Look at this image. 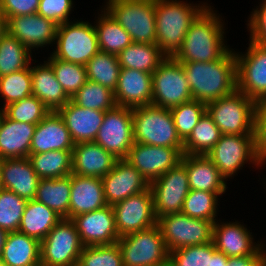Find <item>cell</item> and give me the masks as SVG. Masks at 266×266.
I'll return each instance as SVG.
<instances>
[{"label": "cell", "mask_w": 266, "mask_h": 266, "mask_svg": "<svg viewBox=\"0 0 266 266\" xmlns=\"http://www.w3.org/2000/svg\"><path fill=\"white\" fill-rule=\"evenodd\" d=\"M193 100L208 104L237 90L236 56L230 50L212 62H180Z\"/></svg>", "instance_id": "obj_1"}, {"label": "cell", "mask_w": 266, "mask_h": 266, "mask_svg": "<svg viewBox=\"0 0 266 266\" xmlns=\"http://www.w3.org/2000/svg\"><path fill=\"white\" fill-rule=\"evenodd\" d=\"M209 7L190 25L182 46L173 56L178 62H212L230 51L223 43L224 24Z\"/></svg>", "instance_id": "obj_2"}, {"label": "cell", "mask_w": 266, "mask_h": 266, "mask_svg": "<svg viewBox=\"0 0 266 266\" xmlns=\"http://www.w3.org/2000/svg\"><path fill=\"white\" fill-rule=\"evenodd\" d=\"M154 5L156 44L166 57H173L190 25L208 6H193L179 0H154Z\"/></svg>", "instance_id": "obj_3"}, {"label": "cell", "mask_w": 266, "mask_h": 266, "mask_svg": "<svg viewBox=\"0 0 266 266\" xmlns=\"http://www.w3.org/2000/svg\"><path fill=\"white\" fill-rule=\"evenodd\" d=\"M133 139L145 145L183 148L170 109L153 104L132 109Z\"/></svg>", "instance_id": "obj_4"}, {"label": "cell", "mask_w": 266, "mask_h": 266, "mask_svg": "<svg viewBox=\"0 0 266 266\" xmlns=\"http://www.w3.org/2000/svg\"><path fill=\"white\" fill-rule=\"evenodd\" d=\"M206 111L221 134H255L256 102L238 90L206 104Z\"/></svg>", "instance_id": "obj_5"}, {"label": "cell", "mask_w": 266, "mask_h": 266, "mask_svg": "<svg viewBox=\"0 0 266 266\" xmlns=\"http://www.w3.org/2000/svg\"><path fill=\"white\" fill-rule=\"evenodd\" d=\"M106 10L133 42L156 44L154 0H108Z\"/></svg>", "instance_id": "obj_6"}, {"label": "cell", "mask_w": 266, "mask_h": 266, "mask_svg": "<svg viewBox=\"0 0 266 266\" xmlns=\"http://www.w3.org/2000/svg\"><path fill=\"white\" fill-rule=\"evenodd\" d=\"M123 266H167L169 252L158 225L120 237Z\"/></svg>", "instance_id": "obj_7"}, {"label": "cell", "mask_w": 266, "mask_h": 266, "mask_svg": "<svg viewBox=\"0 0 266 266\" xmlns=\"http://www.w3.org/2000/svg\"><path fill=\"white\" fill-rule=\"evenodd\" d=\"M57 48L52 56L59 60L86 65L99 52L95 27L89 22L71 21L58 25Z\"/></svg>", "instance_id": "obj_8"}, {"label": "cell", "mask_w": 266, "mask_h": 266, "mask_svg": "<svg viewBox=\"0 0 266 266\" xmlns=\"http://www.w3.org/2000/svg\"><path fill=\"white\" fill-rule=\"evenodd\" d=\"M213 221L195 219L182 212L157 219L168 252L213 242Z\"/></svg>", "instance_id": "obj_9"}, {"label": "cell", "mask_w": 266, "mask_h": 266, "mask_svg": "<svg viewBox=\"0 0 266 266\" xmlns=\"http://www.w3.org/2000/svg\"><path fill=\"white\" fill-rule=\"evenodd\" d=\"M193 100L184 68L166 57L152 73V104L171 109Z\"/></svg>", "instance_id": "obj_10"}, {"label": "cell", "mask_w": 266, "mask_h": 266, "mask_svg": "<svg viewBox=\"0 0 266 266\" xmlns=\"http://www.w3.org/2000/svg\"><path fill=\"white\" fill-rule=\"evenodd\" d=\"M206 156L213 162L225 180L241 169L240 167H243L245 162H253V164H257L256 166L263 164V159L256 151L255 134H222Z\"/></svg>", "instance_id": "obj_11"}, {"label": "cell", "mask_w": 266, "mask_h": 266, "mask_svg": "<svg viewBox=\"0 0 266 266\" xmlns=\"http://www.w3.org/2000/svg\"><path fill=\"white\" fill-rule=\"evenodd\" d=\"M83 247L74 222L63 218L40 242V262L43 266H70L79 263Z\"/></svg>", "instance_id": "obj_12"}, {"label": "cell", "mask_w": 266, "mask_h": 266, "mask_svg": "<svg viewBox=\"0 0 266 266\" xmlns=\"http://www.w3.org/2000/svg\"><path fill=\"white\" fill-rule=\"evenodd\" d=\"M94 142L117 159H125L134 143L132 108L116 105L105 111Z\"/></svg>", "instance_id": "obj_13"}, {"label": "cell", "mask_w": 266, "mask_h": 266, "mask_svg": "<svg viewBox=\"0 0 266 266\" xmlns=\"http://www.w3.org/2000/svg\"><path fill=\"white\" fill-rule=\"evenodd\" d=\"M119 238L157 224L150 187L112 205Z\"/></svg>", "instance_id": "obj_14"}, {"label": "cell", "mask_w": 266, "mask_h": 266, "mask_svg": "<svg viewBox=\"0 0 266 266\" xmlns=\"http://www.w3.org/2000/svg\"><path fill=\"white\" fill-rule=\"evenodd\" d=\"M157 219L182 211L184 200L190 191L186 168L179 163L150 183Z\"/></svg>", "instance_id": "obj_15"}, {"label": "cell", "mask_w": 266, "mask_h": 266, "mask_svg": "<svg viewBox=\"0 0 266 266\" xmlns=\"http://www.w3.org/2000/svg\"><path fill=\"white\" fill-rule=\"evenodd\" d=\"M237 90L255 102L266 96V45L250 41L247 53L235 54Z\"/></svg>", "instance_id": "obj_16"}, {"label": "cell", "mask_w": 266, "mask_h": 266, "mask_svg": "<svg viewBox=\"0 0 266 266\" xmlns=\"http://www.w3.org/2000/svg\"><path fill=\"white\" fill-rule=\"evenodd\" d=\"M183 148L145 145L134 142L127 160L150 184L169 169L176 167L182 159Z\"/></svg>", "instance_id": "obj_17"}, {"label": "cell", "mask_w": 266, "mask_h": 266, "mask_svg": "<svg viewBox=\"0 0 266 266\" xmlns=\"http://www.w3.org/2000/svg\"><path fill=\"white\" fill-rule=\"evenodd\" d=\"M76 225L83 246L114 244L119 239L112 205L75 216Z\"/></svg>", "instance_id": "obj_18"}, {"label": "cell", "mask_w": 266, "mask_h": 266, "mask_svg": "<svg viewBox=\"0 0 266 266\" xmlns=\"http://www.w3.org/2000/svg\"><path fill=\"white\" fill-rule=\"evenodd\" d=\"M101 179L108 205L125 200L150 187L142 174L125 159H118L113 169Z\"/></svg>", "instance_id": "obj_19"}, {"label": "cell", "mask_w": 266, "mask_h": 266, "mask_svg": "<svg viewBox=\"0 0 266 266\" xmlns=\"http://www.w3.org/2000/svg\"><path fill=\"white\" fill-rule=\"evenodd\" d=\"M58 25L39 14L13 16L7 20V32L30 51L55 42Z\"/></svg>", "instance_id": "obj_20"}, {"label": "cell", "mask_w": 266, "mask_h": 266, "mask_svg": "<svg viewBox=\"0 0 266 266\" xmlns=\"http://www.w3.org/2000/svg\"><path fill=\"white\" fill-rule=\"evenodd\" d=\"M221 224V225H220ZM214 223L213 243L227 257L266 255L264 245L253 243L250 231L238 222Z\"/></svg>", "instance_id": "obj_21"}, {"label": "cell", "mask_w": 266, "mask_h": 266, "mask_svg": "<svg viewBox=\"0 0 266 266\" xmlns=\"http://www.w3.org/2000/svg\"><path fill=\"white\" fill-rule=\"evenodd\" d=\"M114 97L118 106L132 109L152 104V74L121 68Z\"/></svg>", "instance_id": "obj_22"}, {"label": "cell", "mask_w": 266, "mask_h": 266, "mask_svg": "<svg viewBox=\"0 0 266 266\" xmlns=\"http://www.w3.org/2000/svg\"><path fill=\"white\" fill-rule=\"evenodd\" d=\"M0 174L3 189L27 200L35 199L40 178L28 157L1 159Z\"/></svg>", "instance_id": "obj_23"}, {"label": "cell", "mask_w": 266, "mask_h": 266, "mask_svg": "<svg viewBox=\"0 0 266 266\" xmlns=\"http://www.w3.org/2000/svg\"><path fill=\"white\" fill-rule=\"evenodd\" d=\"M62 117L74 144L94 142L105 112L83 108L70 100L57 111Z\"/></svg>", "instance_id": "obj_24"}, {"label": "cell", "mask_w": 266, "mask_h": 266, "mask_svg": "<svg viewBox=\"0 0 266 266\" xmlns=\"http://www.w3.org/2000/svg\"><path fill=\"white\" fill-rule=\"evenodd\" d=\"M118 159L95 142L74 144L72 149V174L104 177Z\"/></svg>", "instance_id": "obj_25"}, {"label": "cell", "mask_w": 266, "mask_h": 266, "mask_svg": "<svg viewBox=\"0 0 266 266\" xmlns=\"http://www.w3.org/2000/svg\"><path fill=\"white\" fill-rule=\"evenodd\" d=\"M73 148L74 143L62 117L57 111H51L36 126L31 140L30 154Z\"/></svg>", "instance_id": "obj_26"}, {"label": "cell", "mask_w": 266, "mask_h": 266, "mask_svg": "<svg viewBox=\"0 0 266 266\" xmlns=\"http://www.w3.org/2000/svg\"><path fill=\"white\" fill-rule=\"evenodd\" d=\"M107 205L100 177L71 174L69 219Z\"/></svg>", "instance_id": "obj_27"}, {"label": "cell", "mask_w": 266, "mask_h": 266, "mask_svg": "<svg viewBox=\"0 0 266 266\" xmlns=\"http://www.w3.org/2000/svg\"><path fill=\"white\" fill-rule=\"evenodd\" d=\"M180 163L186 168L190 190L226 191L225 178L206 155L183 154Z\"/></svg>", "instance_id": "obj_28"}, {"label": "cell", "mask_w": 266, "mask_h": 266, "mask_svg": "<svg viewBox=\"0 0 266 266\" xmlns=\"http://www.w3.org/2000/svg\"><path fill=\"white\" fill-rule=\"evenodd\" d=\"M30 72L32 95L42 101L50 111H58L71 100L47 61L43 65L30 67Z\"/></svg>", "instance_id": "obj_29"}, {"label": "cell", "mask_w": 266, "mask_h": 266, "mask_svg": "<svg viewBox=\"0 0 266 266\" xmlns=\"http://www.w3.org/2000/svg\"><path fill=\"white\" fill-rule=\"evenodd\" d=\"M36 126L13 121L5 115L0 125V160L29 157Z\"/></svg>", "instance_id": "obj_30"}, {"label": "cell", "mask_w": 266, "mask_h": 266, "mask_svg": "<svg viewBox=\"0 0 266 266\" xmlns=\"http://www.w3.org/2000/svg\"><path fill=\"white\" fill-rule=\"evenodd\" d=\"M0 262L6 266L40 263V242L20 231L8 232Z\"/></svg>", "instance_id": "obj_31"}, {"label": "cell", "mask_w": 266, "mask_h": 266, "mask_svg": "<svg viewBox=\"0 0 266 266\" xmlns=\"http://www.w3.org/2000/svg\"><path fill=\"white\" fill-rule=\"evenodd\" d=\"M61 219L45 204L28 200L18 231L41 242Z\"/></svg>", "instance_id": "obj_32"}, {"label": "cell", "mask_w": 266, "mask_h": 266, "mask_svg": "<svg viewBox=\"0 0 266 266\" xmlns=\"http://www.w3.org/2000/svg\"><path fill=\"white\" fill-rule=\"evenodd\" d=\"M70 194L71 175L55 179H40L35 200L54 210L60 217L69 219Z\"/></svg>", "instance_id": "obj_33"}, {"label": "cell", "mask_w": 266, "mask_h": 266, "mask_svg": "<svg viewBox=\"0 0 266 266\" xmlns=\"http://www.w3.org/2000/svg\"><path fill=\"white\" fill-rule=\"evenodd\" d=\"M121 68L153 73L166 58L157 44L133 42L118 55Z\"/></svg>", "instance_id": "obj_34"}, {"label": "cell", "mask_w": 266, "mask_h": 266, "mask_svg": "<svg viewBox=\"0 0 266 266\" xmlns=\"http://www.w3.org/2000/svg\"><path fill=\"white\" fill-rule=\"evenodd\" d=\"M102 12L104 13L98 17L97 25H94L99 51L118 55L133 43L132 38L106 10Z\"/></svg>", "instance_id": "obj_35"}, {"label": "cell", "mask_w": 266, "mask_h": 266, "mask_svg": "<svg viewBox=\"0 0 266 266\" xmlns=\"http://www.w3.org/2000/svg\"><path fill=\"white\" fill-rule=\"evenodd\" d=\"M28 158L40 179L62 178L72 174V150H52L30 154Z\"/></svg>", "instance_id": "obj_36"}, {"label": "cell", "mask_w": 266, "mask_h": 266, "mask_svg": "<svg viewBox=\"0 0 266 266\" xmlns=\"http://www.w3.org/2000/svg\"><path fill=\"white\" fill-rule=\"evenodd\" d=\"M221 135L218 126L206 111L192 133L183 142V154L207 155L219 141Z\"/></svg>", "instance_id": "obj_37"}, {"label": "cell", "mask_w": 266, "mask_h": 266, "mask_svg": "<svg viewBox=\"0 0 266 266\" xmlns=\"http://www.w3.org/2000/svg\"><path fill=\"white\" fill-rule=\"evenodd\" d=\"M87 79L112 91L116 89L120 74L118 56L99 51L85 65Z\"/></svg>", "instance_id": "obj_38"}, {"label": "cell", "mask_w": 266, "mask_h": 266, "mask_svg": "<svg viewBox=\"0 0 266 266\" xmlns=\"http://www.w3.org/2000/svg\"><path fill=\"white\" fill-rule=\"evenodd\" d=\"M32 52L8 32L0 39V77L28 68Z\"/></svg>", "instance_id": "obj_39"}, {"label": "cell", "mask_w": 266, "mask_h": 266, "mask_svg": "<svg viewBox=\"0 0 266 266\" xmlns=\"http://www.w3.org/2000/svg\"><path fill=\"white\" fill-rule=\"evenodd\" d=\"M71 100L83 108L95 109L103 112L117 105L114 91L90 80L84 83Z\"/></svg>", "instance_id": "obj_40"}, {"label": "cell", "mask_w": 266, "mask_h": 266, "mask_svg": "<svg viewBox=\"0 0 266 266\" xmlns=\"http://www.w3.org/2000/svg\"><path fill=\"white\" fill-rule=\"evenodd\" d=\"M225 192H207L190 190L186 196L182 213L195 219H203L216 222L218 195Z\"/></svg>", "instance_id": "obj_41"}, {"label": "cell", "mask_w": 266, "mask_h": 266, "mask_svg": "<svg viewBox=\"0 0 266 266\" xmlns=\"http://www.w3.org/2000/svg\"><path fill=\"white\" fill-rule=\"evenodd\" d=\"M50 56L47 62L52 66L55 76L66 94L72 98L88 80L85 66Z\"/></svg>", "instance_id": "obj_42"}, {"label": "cell", "mask_w": 266, "mask_h": 266, "mask_svg": "<svg viewBox=\"0 0 266 266\" xmlns=\"http://www.w3.org/2000/svg\"><path fill=\"white\" fill-rule=\"evenodd\" d=\"M0 94L3 96L5 104L25 99L32 95V79L30 66L11 74L0 77Z\"/></svg>", "instance_id": "obj_43"}, {"label": "cell", "mask_w": 266, "mask_h": 266, "mask_svg": "<svg viewBox=\"0 0 266 266\" xmlns=\"http://www.w3.org/2000/svg\"><path fill=\"white\" fill-rule=\"evenodd\" d=\"M51 111L36 96L13 102L5 106V115L17 122L38 124Z\"/></svg>", "instance_id": "obj_44"}, {"label": "cell", "mask_w": 266, "mask_h": 266, "mask_svg": "<svg viewBox=\"0 0 266 266\" xmlns=\"http://www.w3.org/2000/svg\"><path fill=\"white\" fill-rule=\"evenodd\" d=\"M178 136L184 142L206 112V104L197 100L170 109Z\"/></svg>", "instance_id": "obj_45"}, {"label": "cell", "mask_w": 266, "mask_h": 266, "mask_svg": "<svg viewBox=\"0 0 266 266\" xmlns=\"http://www.w3.org/2000/svg\"><path fill=\"white\" fill-rule=\"evenodd\" d=\"M28 200L16 193L0 191V228L7 232L18 231Z\"/></svg>", "instance_id": "obj_46"}, {"label": "cell", "mask_w": 266, "mask_h": 266, "mask_svg": "<svg viewBox=\"0 0 266 266\" xmlns=\"http://www.w3.org/2000/svg\"><path fill=\"white\" fill-rule=\"evenodd\" d=\"M81 266H123L122 253L116 243L84 246L80 254Z\"/></svg>", "instance_id": "obj_47"}, {"label": "cell", "mask_w": 266, "mask_h": 266, "mask_svg": "<svg viewBox=\"0 0 266 266\" xmlns=\"http://www.w3.org/2000/svg\"><path fill=\"white\" fill-rule=\"evenodd\" d=\"M211 242L169 252V266H210Z\"/></svg>", "instance_id": "obj_48"}, {"label": "cell", "mask_w": 266, "mask_h": 266, "mask_svg": "<svg viewBox=\"0 0 266 266\" xmlns=\"http://www.w3.org/2000/svg\"><path fill=\"white\" fill-rule=\"evenodd\" d=\"M72 0H40L37 14L61 25L69 22L68 16L73 8Z\"/></svg>", "instance_id": "obj_49"}, {"label": "cell", "mask_w": 266, "mask_h": 266, "mask_svg": "<svg viewBox=\"0 0 266 266\" xmlns=\"http://www.w3.org/2000/svg\"><path fill=\"white\" fill-rule=\"evenodd\" d=\"M40 0H1L0 12L8 20L13 16L36 14Z\"/></svg>", "instance_id": "obj_50"}, {"label": "cell", "mask_w": 266, "mask_h": 266, "mask_svg": "<svg viewBox=\"0 0 266 266\" xmlns=\"http://www.w3.org/2000/svg\"><path fill=\"white\" fill-rule=\"evenodd\" d=\"M250 41L260 45H266V0L261 4L260 9L252 12L249 23Z\"/></svg>", "instance_id": "obj_51"}, {"label": "cell", "mask_w": 266, "mask_h": 266, "mask_svg": "<svg viewBox=\"0 0 266 266\" xmlns=\"http://www.w3.org/2000/svg\"><path fill=\"white\" fill-rule=\"evenodd\" d=\"M255 141L258 155L266 156V108L258 101L255 111Z\"/></svg>", "instance_id": "obj_52"}, {"label": "cell", "mask_w": 266, "mask_h": 266, "mask_svg": "<svg viewBox=\"0 0 266 266\" xmlns=\"http://www.w3.org/2000/svg\"><path fill=\"white\" fill-rule=\"evenodd\" d=\"M224 266H266V255L228 257V262Z\"/></svg>", "instance_id": "obj_53"}, {"label": "cell", "mask_w": 266, "mask_h": 266, "mask_svg": "<svg viewBox=\"0 0 266 266\" xmlns=\"http://www.w3.org/2000/svg\"><path fill=\"white\" fill-rule=\"evenodd\" d=\"M228 262V257L218 250H216L215 245L211 242V259L210 266H224Z\"/></svg>", "instance_id": "obj_54"}, {"label": "cell", "mask_w": 266, "mask_h": 266, "mask_svg": "<svg viewBox=\"0 0 266 266\" xmlns=\"http://www.w3.org/2000/svg\"><path fill=\"white\" fill-rule=\"evenodd\" d=\"M7 33V19L0 12V39Z\"/></svg>", "instance_id": "obj_55"}, {"label": "cell", "mask_w": 266, "mask_h": 266, "mask_svg": "<svg viewBox=\"0 0 266 266\" xmlns=\"http://www.w3.org/2000/svg\"><path fill=\"white\" fill-rule=\"evenodd\" d=\"M7 235H8V232L0 228V258L2 255V251L5 245Z\"/></svg>", "instance_id": "obj_56"}, {"label": "cell", "mask_w": 266, "mask_h": 266, "mask_svg": "<svg viewBox=\"0 0 266 266\" xmlns=\"http://www.w3.org/2000/svg\"><path fill=\"white\" fill-rule=\"evenodd\" d=\"M4 117H5V107H3V109L1 108V110H0V125H1Z\"/></svg>", "instance_id": "obj_57"}, {"label": "cell", "mask_w": 266, "mask_h": 266, "mask_svg": "<svg viewBox=\"0 0 266 266\" xmlns=\"http://www.w3.org/2000/svg\"><path fill=\"white\" fill-rule=\"evenodd\" d=\"M266 108V96L259 101Z\"/></svg>", "instance_id": "obj_58"}, {"label": "cell", "mask_w": 266, "mask_h": 266, "mask_svg": "<svg viewBox=\"0 0 266 266\" xmlns=\"http://www.w3.org/2000/svg\"><path fill=\"white\" fill-rule=\"evenodd\" d=\"M3 189L2 182H1V174H0V191Z\"/></svg>", "instance_id": "obj_59"}, {"label": "cell", "mask_w": 266, "mask_h": 266, "mask_svg": "<svg viewBox=\"0 0 266 266\" xmlns=\"http://www.w3.org/2000/svg\"><path fill=\"white\" fill-rule=\"evenodd\" d=\"M33 266H43V265H42V263L40 262V263H37V264H35V265H33Z\"/></svg>", "instance_id": "obj_60"}, {"label": "cell", "mask_w": 266, "mask_h": 266, "mask_svg": "<svg viewBox=\"0 0 266 266\" xmlns=\"http://www.w3.org/2000/svg\"><path fill=\"white\" fill-rule=\"evenodd\" d=\"M70 266H81L79 263H76V264H73V265H70Z\"/></svg>", "instance_id": "obj_61"}]
</instances>
